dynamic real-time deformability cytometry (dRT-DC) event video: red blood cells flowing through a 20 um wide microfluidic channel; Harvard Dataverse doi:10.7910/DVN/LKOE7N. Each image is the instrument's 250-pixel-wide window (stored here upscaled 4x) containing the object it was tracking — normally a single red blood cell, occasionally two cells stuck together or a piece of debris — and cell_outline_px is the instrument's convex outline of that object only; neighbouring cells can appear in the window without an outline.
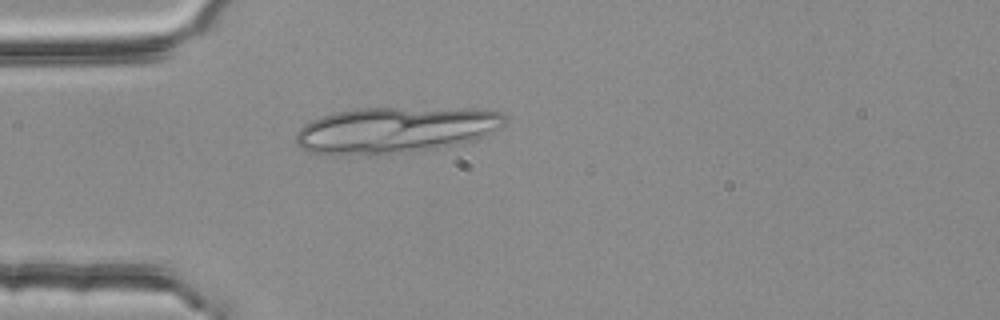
{"species": "common noctule bat (a hibernating species)", "species_latin": "Nyctalus noctula", "temperature_condition": "room temperature", "stored_images_in_passage": 1, "camera_frame_rate_fps": 3000, "um_per_image_px": 0.085, "animal": {"sex": "female", "body_mass_g": 25.1}, "frame": {"image": 1, "passage_image": 1, "time_ms": 0.0, "image_size_px": [1000, 320], "cell_outline_px": [[508, 116], [504, 124], [500, 128], [484, 136], [472, 140], [432, 148], [408, 152], [376, 156], [332, 156], [308, 152], [300, 148], [296, 144], [296, 132], [304, 124], [312, 120], [336, 112], [356, 108], [480, 108], [500, 112]], "centroid_in_image_um": [33.56, 11.06], "position_along_channel_um": 51.4, "area_um2": 57.05}}